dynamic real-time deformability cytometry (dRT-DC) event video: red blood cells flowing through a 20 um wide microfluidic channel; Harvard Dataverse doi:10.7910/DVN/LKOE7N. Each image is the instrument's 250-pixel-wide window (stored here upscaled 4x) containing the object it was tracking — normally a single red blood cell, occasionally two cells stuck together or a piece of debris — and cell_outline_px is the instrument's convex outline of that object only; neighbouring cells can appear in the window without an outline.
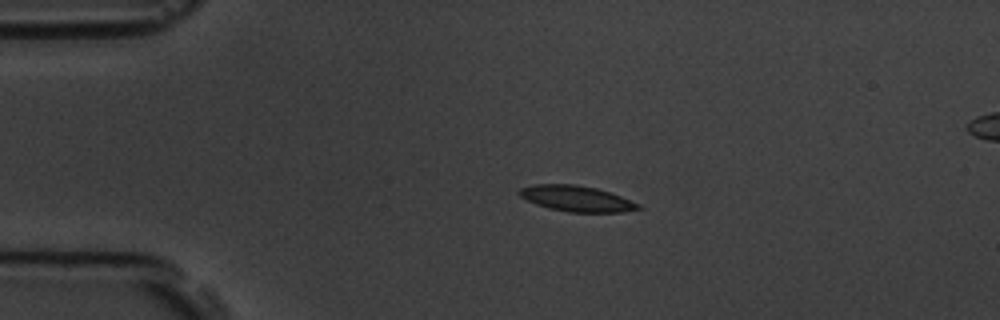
{"species": "common noctule bat (a hibernating species)", "species_latin": "Nyctalus noctula", "temperature_condition": "room temperature", "stored_images_in_passage": 5, "segment_of_instrument_passage": [1, 2], "camera_frame_rate_fps": 3000, "um_per_image_px": 0.085, "animal": {"sex": "male", "body_mass_g": 19.5, "forearm_length_mm": 54.6}, "frame": {"image": 1, "passage_image": 3, "time_ms": 3.0, "image_size_px": [1000, 320], "cell_outline_px": [[644, 208], [624, 212], [568, 212], [548, 208], [536, 204], [520, 196], [516, 192], [520, 188], [532, 184], [576, 184], [596, 188], [620, 196], [640, 204]], "centroid_in_image_um": [49.0, 16.88], "position_along_channel_um": 36.0, "area_um2": 17.92}}